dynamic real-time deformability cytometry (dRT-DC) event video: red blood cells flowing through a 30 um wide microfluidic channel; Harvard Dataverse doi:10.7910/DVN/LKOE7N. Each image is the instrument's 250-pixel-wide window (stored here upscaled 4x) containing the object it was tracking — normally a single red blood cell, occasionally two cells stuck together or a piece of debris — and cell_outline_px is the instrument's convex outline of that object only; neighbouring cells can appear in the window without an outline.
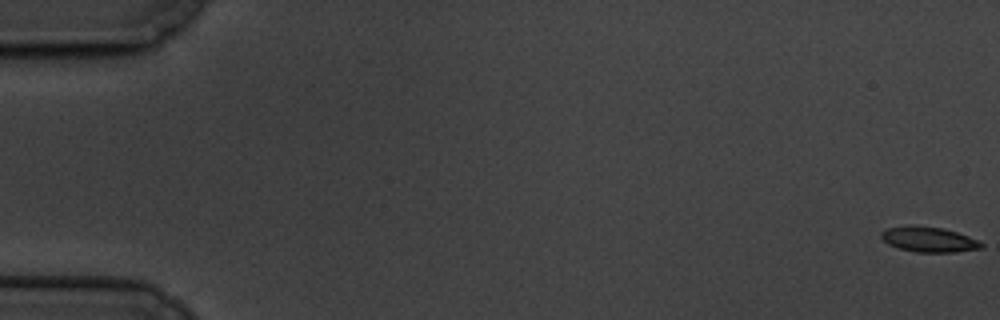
{"species": "common noctule bat (a hibernating species)", "species_latin": "Nyctalus noctula", "temperature_condition": "cold", "stored_images_in_passage": 61, "camera_frame_rate_fps": 3000, "um_per_image_px": 0.085, "animal": {"sex": "male", "body_mass_g": 19.5, "forearm_length_mm": 54.6}, "frame": {"image": 1, "passage_image": 1, "time_ms": 0.0, "image_size_px": [1000, 320], "cell_outline_px": [[984, 248], [956, 252], [916, 252], [896, 248], [888, 244], [880, 236], [880, 232], [888, 228], [908, 224], [916, 224], [944, 228], [968, 236], [984, 244]], "centroid_in_image_um": [78.92, 20.34], "position_along_channel_um": 6.1, "area_um2": 15.03}}
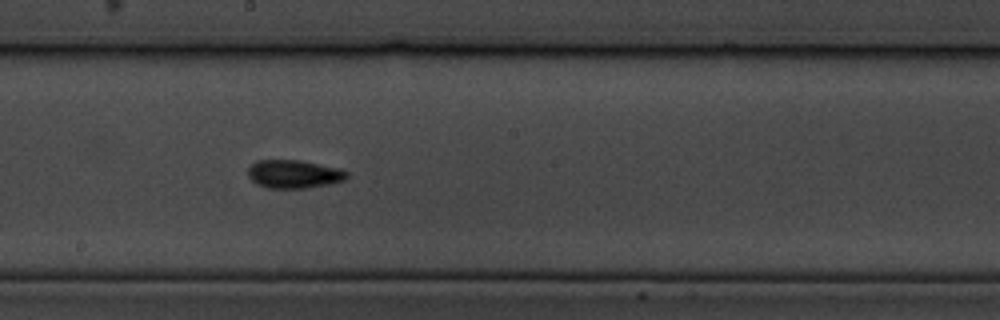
{"frame": {"image": 2, "passage_image": 34, "time_ms": 11.0, "image_size_px": [1000, 320], "cell_outline_px": [[348, 176], [344, 180], [328, 184], [308, 188], [268, 188], [256, 184], [248, 176], [248, 168], [256, 160], [300, 160], [336, 168], [348, 172]], "centroid_in_image_um": [24.94, 14.8], "position_along_channel_um": 223.3, "area_um2": 16.18}}
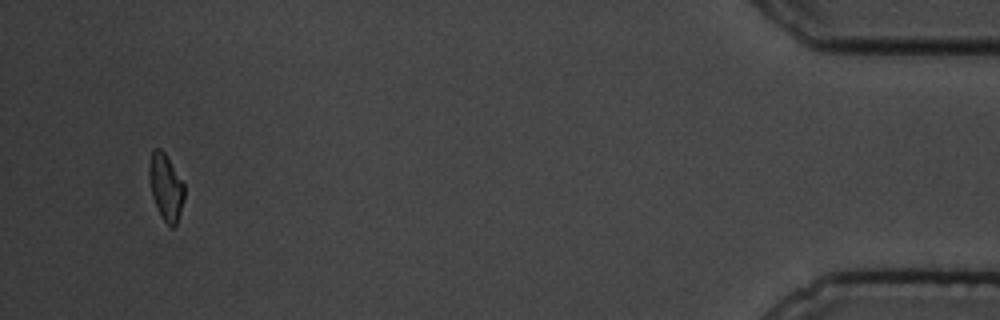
{"frame": {"image": 3, "passage_image": 58, "time_ms": 19.0, "image_size_px": [1000, 320], "cell_outline_px": [[184, 200], [176, 224], [172, 228], [164, 220], [152, 196], [148, 176], [148, 168], [152, 148], [160, 148], [164, 152], [184, 184]], "centroid_in_image_um": [14.08, 15.86], "position_along_channel_um": 421.1, "area_um2": 13.41}, "authors_computed_cell_mechanics": {"area_um2": 14.9124, "velocity_mm_per_s": 3.3925, "shape_relaxation_time_tau1_ms": 2.1633, "shape_relaxation_time_tau2_ms": 3.7635, "deformation_change_tau1": 0.1213, "deformation_change_tau2": 0.1054}}